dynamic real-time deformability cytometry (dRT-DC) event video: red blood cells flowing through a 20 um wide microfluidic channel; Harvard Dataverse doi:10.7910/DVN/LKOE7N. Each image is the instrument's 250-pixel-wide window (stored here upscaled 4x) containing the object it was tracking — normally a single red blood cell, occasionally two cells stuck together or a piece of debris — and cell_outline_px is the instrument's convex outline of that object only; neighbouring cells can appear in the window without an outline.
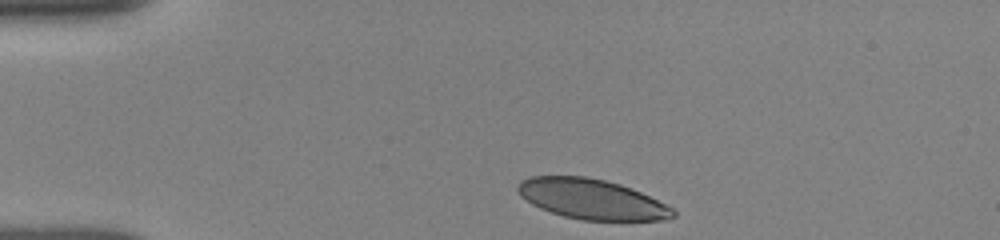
{"species": "human", "species_latin": "Homo sapiens", "temperature_condition": "room temperature", "stored_images_in_passage": 24, "camera_frame_rate_fps": 3000, "um_per_image_px": 0.085, "donor": {"sex": "female"}, "frame": {"image": 1, "passage_image": 1, "time_ms": 0.0, "image_size_px": [1000, 240], "cell_outline_px": [[676, 216], [660, 220], [580, 220], [564, 216], [540, 208], [532, 204], [520, 196], [516, 188], [516, 184], [520, 180], [528, 176], [584, 176], [604, 180], [620, 184], [632, 188], [672, 208], [676, 212]], "centroid_in_image_um": [50.23, 16.92], "position_along_channel_um": 34.8, "area_um2": 36.18}}
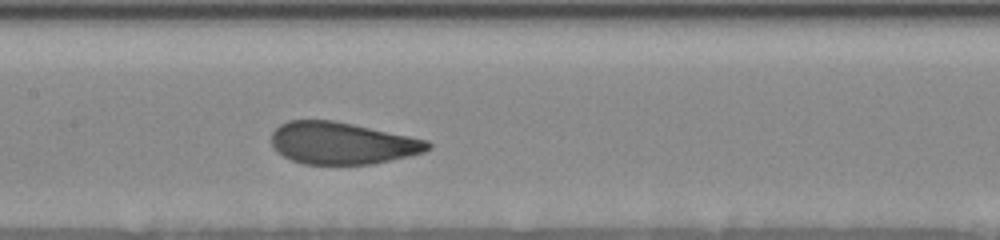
{"frame": {"image": 2, "passage_image": 14, "time_ms": 5.0, "image_size_px": [1000, 240], "cell_outline_px": [[432, 148], [424, 152], [408, 156], [372, 164], [304, 164], [292, 160], [284, 156], [272, 144], [272, 132], [280, 124], [288, 120], [332, 120], [352, 124], [428, 140], [432, 144]], "centroid_in_image_um": [29.09, 12.17], "position_along_channel_um": 178.3, "area_um2": 38.03}}
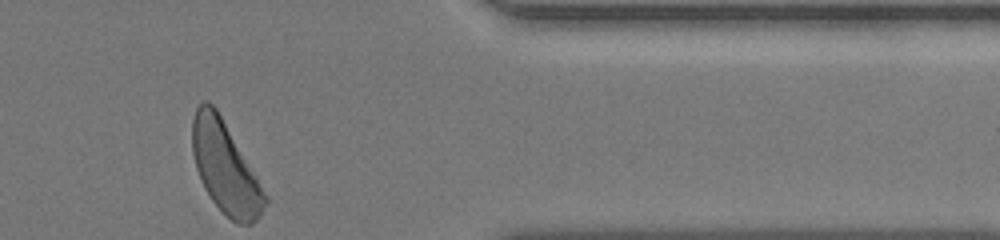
{"frame": {"image": 3, "passage_image": 24, "time_ms": 11.0, "image_size_px": [1000, 240], "cell_outline_px": [[268, 204], [260, 216], [252, 224], [236, 224], [212, 200], [204, 188], [200, 180], [196, 168], [192, 152], [192, 120], [196, 108], [204, 100], [208, 100], [216, 108], [268, 196]], "centroid_in_image_um": [19.15, 14.26], "position_along_channel_um": 392.3, "area_um2": 38.38}, "authors_computed_cell_mechanics": {"area_um2": 39.3618, "velocity_mm_per_s": 3.852, "shape_relaxation_time_tau1_ms": 2.1124, "shape_relaxation_time_tau2_ms": null, "deformation_change_tau1": 0.1228, "deformation_change_tau2": null}}